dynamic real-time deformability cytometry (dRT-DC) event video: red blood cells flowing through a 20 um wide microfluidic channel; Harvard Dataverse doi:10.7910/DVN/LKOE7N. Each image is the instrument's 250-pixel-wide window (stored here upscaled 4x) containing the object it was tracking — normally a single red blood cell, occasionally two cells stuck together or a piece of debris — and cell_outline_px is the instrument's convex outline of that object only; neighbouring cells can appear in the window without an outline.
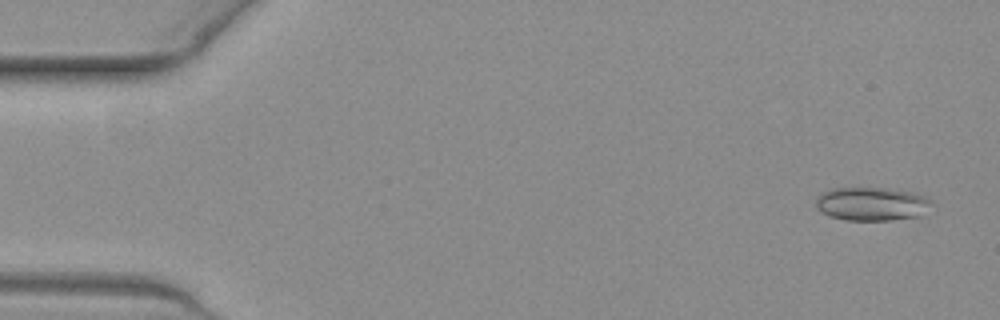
{"species": "common noctule bat (a hibernating species)", "species_latin": "Nyctalus noctula", "temperature_condition": "warm", "stored_images_in_passage": 53, "camera_frame_rate_fps": 3000, "um_per_image_px": 0.085, "animal": {"sex": "female", "body_mass_g": 19.3, "forearm_length_mm": 54.1}, "frame": {"image": 1, "passage_image": 3, "time_ms": 0.667, "image_size_px": [1000, 320], "cell_outline_px": [[932, 204], [920, 216], [888, 220], [848, 220], [832, 216], [816, 208], [816, 196], [832, 188], [884, 188], [912, 192], [924, 196], [932, 200]], "centroid_in_image_um": [74.11, 17.32], "position_along_channel_um": 10.9, "area_um2": 22.37}}
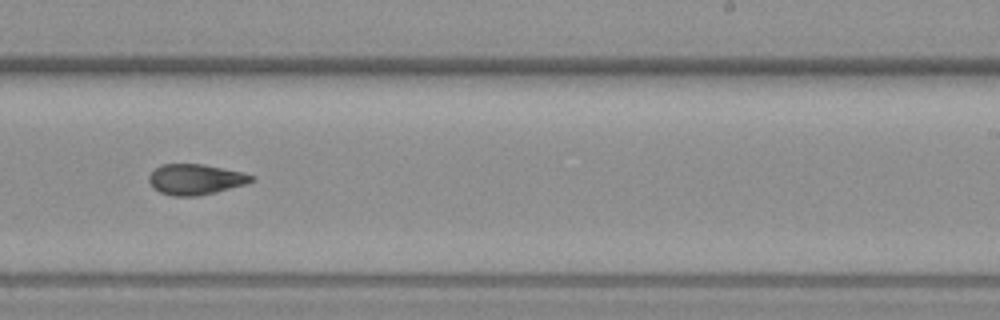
{"frame": {"image": 2, "passage_image": 33, "time_ms": 10.667, "image_size_px": [1000, 320], "cell_outline_px": [[256, 180], [244, 184], [216, 192], [200, 196], [172, 196], [160, 192], [152, 188], [148, 180], [148, 176], [156, 168], [164, 164], [204, 164], [244, 172], [256, 176]], "centroid_in_image_um": [16.64, 15.25], "position_along_channel_um": 272.4, "area_um2": 18.44}}
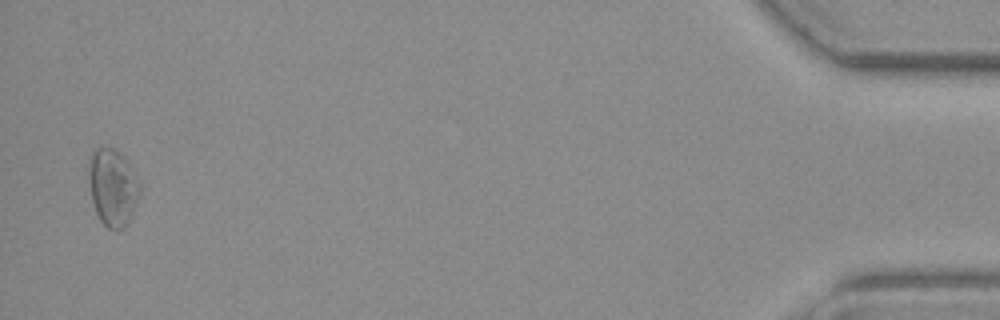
{"frame": {"image": 3, "passage_image": 52, "time_ms": 17.0, "image_size_px": [1000, 320], "cell_outline_px": [[140, 192], [136, 204], [124, 228], [108, 228], [100, 220], [96, 212], [92, 200], [88, 176], [88, 156], [96, 148], [112, 148], [124, 156], [140, 184]], "centroid_in_image_um": [9.55, 15.89], "position_along_channel_um": 425.7, "area_um2": 22.66}}